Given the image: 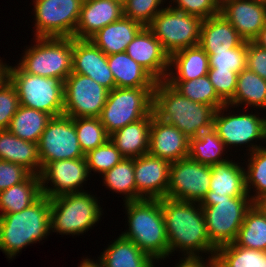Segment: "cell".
I'll return each instance as SVG.
<instances>
[{
    "instance_id": "cell-1",
    "label": "cell",
    "mask_w": 266,
    "mask_h": 267,
    "mask_svg": "<svg viewBox=\"0 0 266 267\" xmlns=\"http://www.w3.org/2000/svg\"><path fill=\"white\" fill-rule=\"evenodd\" d=\"M198 204V205H197ZM169 255L182 251L184 257H199L200 252L216 255L210 241L202 207L199 203L162 198ZM180 249V250H179Z\"/></svg>"
},
{
    "instance_id": "cell-2",
    "label": "cell",
    "mask_w": 266,
    "mask_h": 267,
    "mask_svg": "<svg viewBox=\"0 0 266 267\" xmlns=\"http://www.w3.org/2000/svg\"><path fill=\"white\" fill-rule=\"evenodd\" d=\"M215 109L193 102L165 80L157 81L153 92V113L161 121L174 125L188 138L213 127Z\"/></svg>"
},
{
    "instance_id": "cell-3",
    "label": "cell",
    "mask_w": 266,
    "mask_h": 267,
    "mask_svg": "<svg viewBox=\"0 0 266 267\" xmlns=\"http://www.w3.org/2000/svg\"><path fill=\"white\" fill-rule=\"evenodd\" d=\"M124 205L129 229L121 236L131 240L156 262L169 257L162 199H142Z\"/></svg>"
},
{
    "instance_id": "cell-4",
    "label": "cell",
    "mask_w": 266,
    "mask_h": 267,
    "mask_svg": "<svg viewBox=\"0 0 266 267\" xmlns=\"http://www.w3.org/2000/svg\"><path fill=\"white\" fill-rule=\"evenodd\" d=\"M50 199L42 195L20 212L0 215V250L12 259L26 246L50 235Z\"/></svg>"
},
{
    "instance_id": "cell-5",
    "label": "cell",
    "mask_w": 266,
    "mask_h": 267,
    "mask_svg": "<svg viewBox=\"0 0 266 267\" xmlns=\"http://www.w3.org/2000/svg\"><path fill=\"white\" fill-rule=\"evenodd\" d=\"M95 195L88 192L67 193L50 199L51 231L60 235L88 232L102 217Z\"/></svg>"
},
{
    "instance_id": "cell-6",
    "label": "cell",
    "mask_w": 266,
    "mask_h": 267,
    "mask_svg": "<svg viewBox=\"0 0 266 267\" xmlns=\"http://www.w3.org/2000/svg\"><path fill=\"white\" fill-rule=\"evenodd\" d=\"M17 64L24 72L63 82L72 73L73 37H34Z\"/></svg>"
},
{
    "instance_id": "cell-7",
    "label": "cell",
    "mask_w": 266,
    "mask_h": 267,
    "mask_svg": "<svg viewBox=\"0 0 266 267\" xmlns=\"http://www.w3.org/2000/svg\"><path fill=\"white\" fill-rule=\"evenodd\" d=\"M9 80L17 90L20 105L51 117L63 115L64 82L61 79L31 75L16 65L10 66Z\"/></svg>"
},
{
    "instance_id": "cell-8",
    "label": "cell",
    "mask_w": 266,
    "mask_h": 267,
    "mask_svg": "<svg viewBox=\"0 0 266 267\" xmlns=\"http://www.w3.org/2000/svg\"><path fill=\"white\" fill-rule=\"evenodd\" d=\"M155 88H117L108 93L99 116L100 122L110 136L122 127L136 122L153 112Z\"/></svg>"
},
{
    "instance_id": "cell-9",
    "label": "cell",
    "mask_w": 266,
    "mask_h": 267,
    "mask_svg": "<svg viewBox=\"0 0 266 267\" xmlns=\"http://www.w3.org/2000/svg\"><path fill=\"white\" fill-rule=\"evenodd\" d=\"M254 202L250 197L202 199V207L210 241L218 248L233 243Z\"/></svg>"
},
{
    "instance_id": "cell-10",
    "label": "cell",
    "mask_w": 266,
    "mask_h": 267,
    "mask_svg": "<svg viewBox=\"0 0 266 267\" xmlns=\"http://www.w3.org/2000/svg\"><path fill=\"white\" fill-rule=\"evenodd\" d=\"M202 22V18L168 5L147 27L160 41L166 53L171 56L182 49L199 45Z\"/></svg>"
},
{
    "instance_id": "cell-11",
    "label": "cell",
    "mask_w": 266,
    "mask_h": 267,
    "mask_svg": "<svg viewBox=\"0 0 266 267\" xmlns=\"http://www.w3.org/2000/svg\"><path fill=\"white\" fill-rule=\"evenodd\" d=\"M84 0H34L35 37H73Z\"/></svg>"
},
{
    "instance_id": "cell-12",
    "label": "cell",
    "mask_w": 266,
    "mask_h": 267,
    "mask_svg": "<svg viewBox=\"0 0 266 267\" xmlns=\"http://www.w3.org/2000/svg\"><path fill=\"white\" fill-rule=\"evenodd\" d=\"M229 105L226 104L218 108L215 111L213 118V128L216 130L217 135L223 141L226 148L229 146L239 147L240 145H248L249 152L261 148L254 142V140H262L266 142V118L256 116L255 113H241V114H231L226 113ZM223 110V111H222ZM231 114V115H230ZM264 139V140H263ZM255 144V145H253ZM232 145V146H231Z\"/></svg>"
},
{
    "instance_id": "cell-13",
    "label": "cell",
    "mask_w": 266,
    "mask_h": 267,
    "mask_svg": "<svg viewBox=\"0 0 266 267\" xmlns=\"http://www.w3.org/2000/svg\"><path fill=\"white\" fill-rule=\"evenodd\" d=\"M41 170L50 162L85 158L80 148L73 118L52 117L38 143Z\"/></svg>"
},
{
    "instance_id": "cell-14",
    "label": "cell",
    "mask_w": 266,
    "mask_h": 267,
    "mask_svg": "<svg viewBox=\"0 0 266 267\" xmlns=\"http://www.w3.org/2000/svg\"><path fill=\"white\" fill-rule=\"evenodd\" d=\"M109 90L88 76L71 73L64 81L63 115L99 117Z\"/></svg>"
},
{
    "instance_id": "cell-15",
    "label": "cell",
    "mask_w": 266,
    "mask_h": 267,
    "mask_svg": "<svg viewBox=\"0 0 266 267\" xmlns=\"http://www.w3.org/2000/svg\"><path fill=\"white\" fill-rule=\"evenodd\" d=\"M211 166L188 158L169 167L167 198L200 203L210 188Z\"/></svg>"
},
{
    "instance_id": "cell-16",
    "label": "cell",
    "mask_w": 266,
    "mask_h": 267,
    "mask_svg": "<svg viewBox=\"0 0 266 267\" xmlns=\"http://www.w3.org/2000/svg\"><path fill=\"white\" fill-rule=\"evenodd\" d=\"M89 176L85 158L50 162L40 173L42 195L51 199L62 194L84 192L81 189ZM49 181L51 186H48Z\"/></svg>"
},
{
    "instance_id": "cell-17",
    "label": "cell",
    "mask_w": 266,
    "mask_h": 267,
    "mask_svg": "<svg viewBox=\"0 0 266 267\" xmlns=\"http://www.w3.org/2000/svg\"><path fill=\"white\" fill-rule=\"evenodd\" d=\"M170 164L169 161L149 153L134 158L136 201L166 197Z\"/></svg>"
},
{
    "instance_id": "cell-18",
    "label": "cell",
    "mask_w": 266,
    "mask_h": 267,
    "mask_svg": "<svg viewBox=\"0 0 266 267\" xmlns=\"http://www.w3.org/2000/svg\"><path fill=\"white\" fill-rule=\"evenodd\" d=\"M126 53L157 81L166 80L170 56L148 27H143L127 46Z\"/></svg>"
},
{
    "instance_id": "cell-19",
    "label": "cell",
    "mask_w": 266,
    "mask_h": 267,
    "mask_svg": "<svg viewBox=\"0 0 266 267\" xmlns=\"http://www.w3.org/2000/svg\"><path fill=\"white\" fill-rule=\"evenodd\" d=\"M72 72L90 77L109 91L116 87L107 55L90 40L73 38Z\"/></svg>"
},
{
    "instance_id": "cell-20",
    "label": "cell",
    "mask_w": 266,
    "mask_h": 267,
    "mask_svg": "<svg viewBox=\"0 0 266 267\" xmlns=\"http://www.w3.org/2000/svg\"><path fill=\"white\" fill-rule=\"evenodd\" d=\"M220 13L244 41H253L266 24V4L257 0H228Z\"/></svg>"
},
{
    "instance_id": "cell-21",
    "label": "cell",
    "mask_w": 266,
    "mask_h": 267,
    "mask_svg": "<svg viewBox=\"0 0 266 267\" xmlns=\"http://www.w3.org/2000/svg\"><path fill=\"white\" fill-rule=\"evenodd\" d=\"M189 144L190 139L182 131L161 121L152 112L148 151L150 155L172 163L189 157Z\"/></svg>"
},
{
    "instance_id": "cell-22",
    "label": "cell",
    "mask_w": 266,
    "mask_h": 267,
    "mask_svg": "<svg viewBox=\"0 0 266 267\" xmlns=\"http://www.w3.org/2000/svg\"><path fill=\"white\" fill-rule=\"evenodd\" d=\"M123 16V4L119 1L84 0L73 38L89 40L100 29Z\"/></svg>"
},
{
    "instance_id": "cell-23",
    "label": "cell",
    "mask_w": 266,
    "mask_h": 267,
    "mask_svg": "<svg viewBox=\"0 0 266 267\" xmlns=\"http://www.w3.org/2000/svg\"><path fill=\"white\" fill-rule=\"evenodd\" d=\"M235 160L211 165L210 188L203 199L249 197L246 190L245 168Z\"/></svg>"
},
{
    "instance_id": "cell-24",
    "label": "cell",
    "mask_w": 266,
    "mask_h": 267,
    "mask_svg": "<svg viewBox=\"0 0 266 267\" xmlns=\"http://www.w3.org/2000/svg\"><path fill=\"white\" fill-rule=\"evenodd\" d=\"M244 40L221 14L204 19L201 25L200 47L208 54L238 47Z\"/></svg>"
},
{
    "instance_id": "cell-25",
    "label": "cell",
    "mask_w": 266,
    "mask_h": 267,
    "mask_svg": "<svg viewBox=\"0 0 266 267\" xmlns=\"http://www.w3.org/2000/svg\"><path fill=\"white\" fill-rule=\"evenodd\" d=\"M144 26L130 18L120 20L100 29L89 40L107 56L126 52L127 46Z\"/></svg>"
},
{
    "instance_id": "cell-26",
    "label": "cell",
    "mask_w": 266,
    "mask_h": 267,
    "mask_svg": "<svg viewBox=\"0 0 266 267\" xmlns=\"http://www.w3.org/2000/svg\"><path fill=\"white\" fill-rule=\"evenodd\" d=\"M117 88H155L157 80L126 52L107 56Z\"/></svg>"
},
{
    "instance_id": "cell-27",
    "label": "cell",
    "mask_w": 266,
    "mask_h": 267,
    "mask_svg": "<svg viewBox=\"0 0 266 267\" xmlns=\"http://www.w3.org/2000/svg\"><path fill=\"white\" fill-rule=\"evenodd\" d=\"M169 66L165 81H189L207 75L209 56L200 45L192 46L172 54Z\"/></svg>"
},
{
    "instance_id": "cell-28",
    "label": "cell",
    "mask_w": 266,
    "mask_h": 267,
    "mask_svg": "<svg viewBox=\"0 0 266 267\" xmlns=\"http://www.w3.org/2000/svg\"><path fill=\"white\" fill-rule=\"evenodd\" d=\"M152 113L110 135V140L125 158H136L149 151Z\"/></svg>"
},
{
    "instance_id": "cell-29",
    "label": "cell",
    "mask_w": 266,
    "mask_h": 267,
    "mask_svg": "<svg viewBox=\"0 0 266 267\" xmlns=\"http://www.w3.org/2000/svg\"><path fill=\"white\" fill-rule=\"evenodd\" d=\"M0 160L20 164L32 174L41 173L38 144L20 139L8 129L0 130Z\"/></svg>"
},
{
    "instance_id": "cell-30",
    "label": "cell",
    "mask_w": 266,
    "mask_h": 267,
    "mask_svg": "<svg viewBox=\"0 0 266 267\" xmlns=\"http://www.w3.org/2000/svg\"><path fill=\"white\" fill-rule=\"evenodd\" d=\"M113 241L98 257L103 267H155L156 261L131 240L120 235Z\"/></svg>"
},
{
    "instance_id": "cell-31",
    "label": "cell",
    "mask_w": 266,
    "mask_h": 267,
    "mask_svg": "<svg viewBox=\"0 0 266 267\" xmlns=\"http://www.w3.org/2000/svg\"><path fill=\"white\" fill-rule=\"evenodd\" d=\"M41 196L40 175L31 174L24 182L0 192V215L20 212Z\"/></svg>"
},
{
    "instance_id": "cell-32",
    "label": "cell",
    "mask_w": 266,
    "mask_h": 267,
    "mask_svg": "<svg viewBox=\"0 0 266 267\" xmlns=\"http://www.w3.org/2000/svg\"><path fill=\"white\" fill-rule=\"evenodd\" d=\"M227 104L233 108L246 105L266 109V81L248 68L243 69L238 73L234 97Z\"/></svg>"
},
{
    "instance_id": "cell-33",
    "label": "cell",
    "mask_w": 266,
    "mask_h": 267,
    "mask_svg": "<svg viewBox=\"0 0 266 267\" xmlns=\"http://www.w3.org/2000/svg\"><path fill=\"white\" fill-rule=\"evenodd\" d=\"M234 243L266 252V212L257 203L247 210Z\"/></svg>"
},
{
    "instance_id": "cell-34",
    "label": "cell",
    "mask_w": 266,
    "mask_h": 267,
    "mask_svg": "<svg viewBox=\"0 0 266 267\" xmlns=\"http://www.w3.org/2000/svg\"><path fill=\"white\" fill-rule=\"evenodd\" d=\"M51 118L45 112L20 105L11 119L8 130L20 139L38 144Z\"/></svg>"
},
{
    "instance_id": "cell-35",
    "label": "cell",
    "mask_w": 266,
    "mask_h": 267,
    "mask_svg": "<svg viewBox=\"0 0 266 267\" xmlns=\"http://www.w3.org/2000/svg\"><path fill=\"white\" fill-rule=\"evenodd\" d=\"M225 149L223 141L217 135L216 130L211 127L201 132L197 137L190 139L189 158L195 162L211 166L229 159L227 157L224 159Z\"/></svg>"
},
{
    "instance_id": "cell-36",
    "label": "cell",
    "mask_w": 266,
    "mask_h": 267,
    "mask_svg": "<svg viewBox=\"0 0 266 267\" xmlns=\"http://www.w3.org/2000/svg\"><path fill=\"white\" fill-rule=\"evenodd\" d=\"M104 186L116 193L124 194V203L136 201L134 158H123L112 169L103 174Z\"/></svg>"
},
{
    "instance_id": "cell-37",
    "label": "cell",
    "mask_w": 266,
    "mask_h": 267,
    "mask_svg": "<svg viewBox=\"0 0 266 267\" xmlns=\"http://www.w3.org/2000/svg\"><path fill=\"white\" fill-rule=\"evenodd\" d=\"M217 267H266V252L237 246L234 242L217 248Z\"/></svg>"
},
{
    "instance_id": "cell-38",
    "label": "cell",
    "mask_w": 266,
    "mask_h": 267,
    "mask_svg": "<svg viewBox=\"0 0 266 267\" xmlns=\"http://www.w3.org/2000/svg\"><path fill=\"white\" fill-rule=\"evenodd\" d=\"M181 95L193 102L209 105L215 110L226 103L217 95L207 75L189 81H166Z\"/></svg>"
},
{
    "instance_id": "cell-39",
    "label": "cell",
    "mask_w": 266,
    "mask_h": 267,
    "mask_svg": "<svg viewBox=\"0 0 266 267\" xmlns=\"http://www.w3.org/2000/svg\"><path fill=\"white\" fill-rule=\"evenodd\" d=\"M248 155L250 157L247 169L245 168L246 190L251 200L257 203L266 198V148H258L252 153L248 152ZM253 187L255 193L250 195Z\"/></svg>"
},
{
    "instance_id": "cell-40",
    "label": "cell",
    "mask_w": 266,
    "mask_h": 267,
    "mask_svg": "<svg viewBox=\"0 0 266 267\" xmlns=\"http://www.w3.org/2000/svg\"><path fill=\"white\" fill-rule=\"evenodd\" d=\"M73 122L80 148L84 154L103 145L110 137L99 117H78L73 118Z\"/></svg>"
},
{
    "instance_id": "cell-41",
    "label": "cell",
    "mask_w": 266,
    "mask_h": 267,
    "mask_svg": "<svg viewBox=\"0 0 266 267\" xmlns=\"http://www.w3.org/2000/svg\"><path fill=\"white\" fill-rule=\"evenodd\" d=\"M125 158L110 138L101 146L85 154L89 175L91 171L103 175Z\"/></svg>"
},
{
    "instance_id": "cell-42",
    "label": "cell",
    "mask_w": 266,
    "mask_h": 267,
    "mask_svg": "<svg viewBox=\"0 0 266 267\" xmlns=\"http://www.w3.org/2000/svg\"><path fill=\"white\" fill-rule=\"evenodd\" d=\"M247 68V41L238 47L209 55V69L229 70L237 74Z\"/></svg>"
},
{
    "instance_id": "cell-43",
    "label": "cell",
    "mask_w": 266,
    "mask_h": 267,
    "mask_svg": "<svg viewBox=\"0 0 266 267\" xmlns=\"http://www.w3.org/2000/svg\"><path fill=\"white\" fill-rule=\"evenodd\" d=\"M165 0H126L123 3V15L147 27L154 17L164 8Z\"/></svg>"
},
{
    "instance_id": "cell-44",
    "label": "cell",
    "mask_w": 266,
    "mask_h": 267,
    "mask_svg": "<svg viewBox=\"0 0 266 267\" xmlns=\"http://www.w3.org/2000/svg\"><path fill=\"white\" fill-rule=\"evenodd\" d=\"M20 107L14 84L8 80L0 87V130H7L11 119Z\"/></svg>"
},
{
    "instance_id": "cell-45",
    "label": "cell",
    "mask_w": 266,
    "mask_h": 267,
    "mask_svg": "<svg viewBox=\"0 0 266 267\" xmlns=\"http://www.w3.org/2000/svg\"><path fill=\"white\" fill-rule=\"evenodd\" d=\"M207 76L217 95L227 104L234 97L238 74L229 70L209 69Z\"/></svg>"
},
{
    "instance_id": "cell-46",
    "label": "cell",
    "mask_w": 266,
    "mask_h": 267,
    "mask_svg": "<svg viewBox=\"0 0 266 267\" xmlns=\"http://www.w3.org/2000/svg\"><path fill=\"white\" fill-rule=\"evenodd\" d=\"M172 1L174 4L173 6L169 4L170 7L185 12L187 14L200 17L203 20L218 15L220 13V9L214 4L212 0H172Z\"/></svg>"
},
{
    "instance_id": "cell-47",
    "label": "cell",
    "mask_w": 266,
    "mask_h": 267,
    "mask_svg": "<svg viewBox=\"0 0 266 267\" xmlns=\"http://www.w3.org/2000/svg\"><path fill=\"white\" fill-rule=\"evenodd\" d=\"M31 174L20 164L0 160V192L24 182Z\"/></svg>"
},
{
    "instance_id": "cell-48",
    "label": "cell",
    "mask_w": 266,
    "mask_h": 267,
    "mask_svg": "<svg viewBox=\"0 0 266 267\" xmlns=\"http://www.w3.org/2000/svg\"><path fill=\"white\" fill-rule=\"evenodd\" d=\"M247 68L266 81V49L253 41L247 42Z\"/></svg>"
},
{
    "instance_id": "cell-49",
    "label": "cell",
    "mask_w": 266,
    "mask_h": 267,
    "mask_svg": "<svg viewBox=\"0 0 266 267\" xmlns=\"http://www.w3.org/2000/svg\"><path fill=\"white\" fill-rule=\"evenodd\" d=\"M199 257H183L175 267H217L215 256H208L207 260ZM206 261V262H205Z\"/></svg>"
},
{
    "instance_id": "cell-50",
    "label": "cell",
    "mask_w": 266,
    "mask_h": 267,
    "mask_svg": "<svg viewBox=\"0 0 266 267\" xmlns=\"http://www.w3.org/2000/svg\"><path fill=\"white\" fill-rule=\"evenodd\" d=\"M9 69L10 65L0 59V87L9 80Z\"/></svg>"
},
{
    "instance_id": "cell-51",
    "label": "cell",
    "mask_w": 266,
    "mask_h": 267,
    "mask_svg": "<svg viewBox=\"0 0 266 267\" xmlns=\"http://www.w3.org/2000/svg\"><path fill=\"white\" fill-rule=\"evenodd\" d=\"M255 44L260 46L261 48L266 49V24L263 26V28L260 30L257 37L253 40Z\"/></svg>"
},
{
    "instance_id": "cell-52",
    "label": "cell",
    "mask_w": 266,
    "mask_h": 267,
    "mask_svg": "<svg viewBox=\"0 0 266 267\" xmlns=\"http://www.w3.org/2000/svg\"><path fill=\"white\" fill-rule=\"evenodd\" d=\"M80 262V266L78 267H103V265L99 261H93L90 258L86 257V259H82Z\"/></svg>"
},
{
    "instance_id": "cell-53",
    "label": "cell",
    "mask_w": 266,
    "mask_h": 267,
    "mask_svg": "<svg viewBox=\"0 0 266 267\" xmlns=\"http://www.w3.org/2000/svg\"><path fill=\"white\" fill-rule=\"evenodd\" d=\"M212 1L220 9L228 0H212Z\"/></svg>"
},
{
    "instance_id": "cell-54",
    "label": "cell",
    "mask_w": 266,
    "mask_h": 267,
    "mask_svg": "<svg viewBox=\"0 0 266 267\" xmlns=\"http://www.w3.org/2000/svg\"><path fill=\"white\" fill-rule=\"evenodd\" d=\"M257 204L266 212V198L257 202Z\"/></svg>"
},
{
    "instance_id": "cell-55",
    "label": "cell",
    "mask_w": 266,
    "mask_h": 267,
    "mask_svg": "<svg viewBox=\"0 0 266 267\" xmlns=\"http://www.w3.org/2000/svg\"><path fill=\"white\" fill-rule=\"evenodd\" d=\"M258 2H262L266 4V0H257Z\"/></svg>"
},
{
    "instance_id": "cell-56",
    "label": "cell",
    "mask_w": 266,
    "mask_h": 267,
    "mask_svg": "<svg viewBox=\"0 0 266 267\" xmlns=\"http://www.w3.org/2000/svg\"><path fill=\"white\" fill-rule=\"evenodd\" d=\"M116 1H119L123 4L126 0H116Z\"/></svg>"
}]
</instances>
